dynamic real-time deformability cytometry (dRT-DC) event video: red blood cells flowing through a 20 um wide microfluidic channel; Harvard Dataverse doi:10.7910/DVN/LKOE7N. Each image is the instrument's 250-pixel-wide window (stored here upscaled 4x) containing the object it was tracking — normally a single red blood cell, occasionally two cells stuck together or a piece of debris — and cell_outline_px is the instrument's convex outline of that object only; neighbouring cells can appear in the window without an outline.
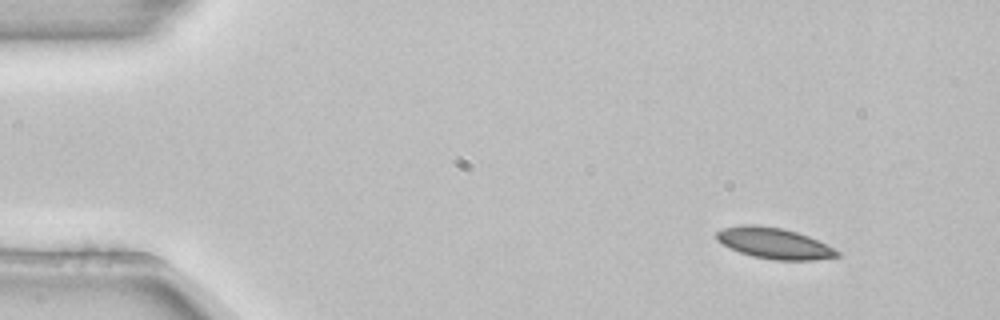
{"species": "common noctule bat (a hibernating species)", "species_latin": "Nyctalus noctula", "temperature_condition": "room temperature", "stored_images_in_passage": 4, "segment_of_instrument_passage": [1, 2], "camera_frame_rate_fps": 3000, "um_per_image_px": 0.085, "animal": {"sex": "female", "body_mass_g": 22.7, "forearm_length_mm": 54.2}, "frame": {"image": 1, "passage_image": 1, "time_ms": 0.0, "image_size_px": [1000, 320], "cell_outline_px": [[840, 256], [812, 260], [772, 260], [752, 256], [740, 252], [716, 240], [716, 232], [724, 228], [740, 224], [756, 224], [784, 228], [808, 236], [840, 252]], "centroid_in_image_um": [65.77, 20.67], "position_along_channel_um": 19.2, "area_um2": 21.62}}